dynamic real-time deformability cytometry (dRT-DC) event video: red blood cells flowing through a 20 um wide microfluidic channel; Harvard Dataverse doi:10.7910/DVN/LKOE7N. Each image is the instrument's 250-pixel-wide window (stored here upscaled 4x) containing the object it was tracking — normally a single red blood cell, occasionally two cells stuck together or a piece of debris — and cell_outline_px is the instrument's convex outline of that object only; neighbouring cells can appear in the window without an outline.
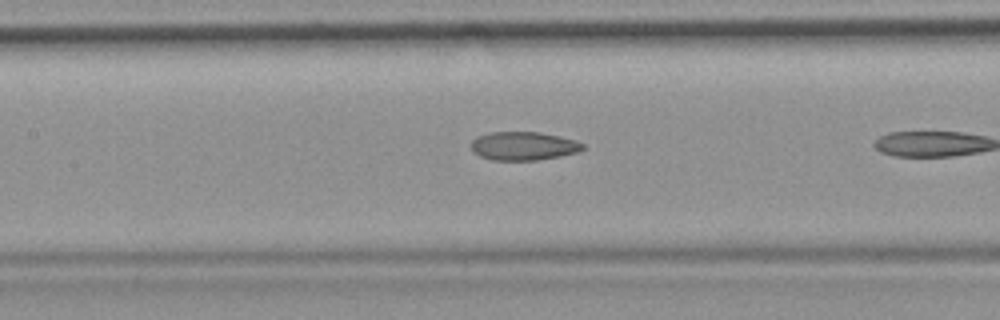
{"species": "common noctule bat (a hibernating species)", "species_latin": "Nyctalus noctula", "temperature_condition": "room temperature", "stored_images_in_passage": 7, "camera_frame_rate_fps": 3000, "um_per_image_px": 0.085, "animal": {"sex": "female", "body_mass_g": 19.9}, "frame": {"image": 1, "passage_image": 6, "time_ms": 1.667, "image_size_px": [1000, 320], "cell_outline_px": [[584, 148], [580, 152], [560, 156], [536, 160], [492, 160], [480, 156], [472, 152], [472, 140], [476, 136], [488, 132], [540, 132], [560, 136], [576, 140], [584, 144]], "centroid_in_image_um": [44.5, 12.4], "position_along_channel_um": 162.9, "area_um2": 18.73}}